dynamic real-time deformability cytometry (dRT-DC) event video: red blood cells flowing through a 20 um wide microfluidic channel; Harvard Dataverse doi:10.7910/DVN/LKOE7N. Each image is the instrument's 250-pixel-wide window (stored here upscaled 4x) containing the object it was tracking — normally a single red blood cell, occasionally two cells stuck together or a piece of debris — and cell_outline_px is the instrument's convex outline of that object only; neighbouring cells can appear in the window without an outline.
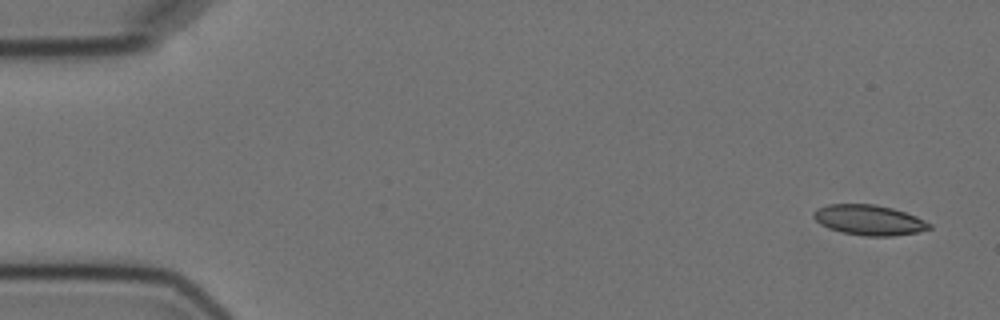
{"species": "Egyptian fruit bat (a non-hibernating species)", "species_latin": "Rousettus aegyptiacus", "temperature_condition": "cold", "stored_images_in_passage": 5, "camera_frame_rate_fps": 3000, "um_per_image_px": 0.085, "animal": {"sex": "female"}, "frame": {"image": 1, "passage_image": 1, "time_ms": 0.0, "image_size_px": [1000, 320], "cell_outline_px": [[932, 228], [916, 232], [892, 236], [864, 236], [840, 232], [828, 228], [820, 224], [812, 216], [812, 212], [816, 208], [828, 204], [876, 204], [892, 208], [916, 216], [932, 224]], "centroid_in_image_um": [73.83, 18.7], "position_along_channel_um": 11.2, "area_um2": 20.52}}
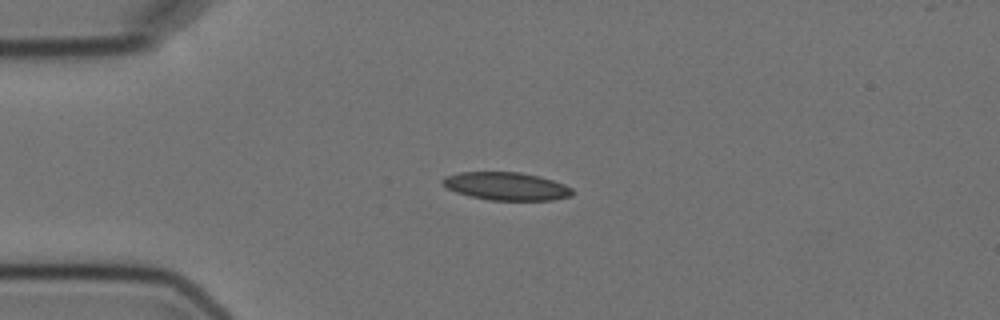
{"frame": {"image": 2, "passage_image": 4, "time_ms": 3.667, "image_size_px": [1000, 320], "cell_outline_px": [[572, 196], [552, 200], [488, 200], [468, 196], [456, 192], [448, 188], [440, 180], [444, 176], [460, 172], [520, 172], [540, 176], [564, 184], [572, 188]], "centroid_in_image_um": [43.02, 15.83], "position_along_channel_um": 42.0, "area_um2": 21.21}}